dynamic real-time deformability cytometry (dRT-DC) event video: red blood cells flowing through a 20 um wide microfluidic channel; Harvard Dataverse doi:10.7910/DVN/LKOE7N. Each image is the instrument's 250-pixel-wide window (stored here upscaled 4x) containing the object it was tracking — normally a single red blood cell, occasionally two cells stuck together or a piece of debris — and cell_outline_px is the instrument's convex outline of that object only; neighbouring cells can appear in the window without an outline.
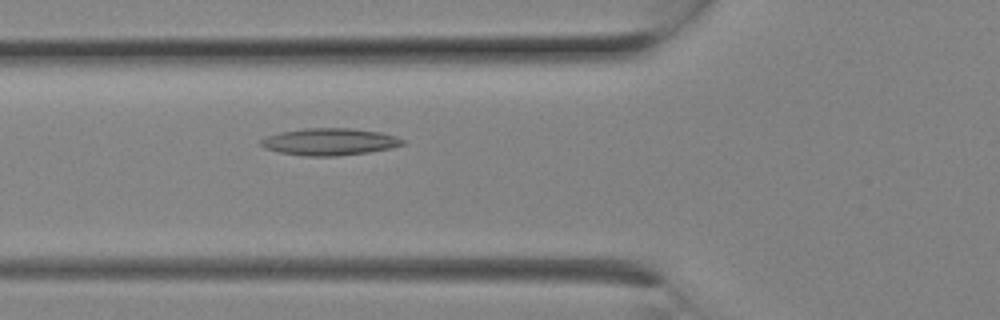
{"species": "Egyptian fruit bat (a non-hibernating species)", "species_latin": "Rousettus aegyptiacus", "temperature_condition": "room temperature", "stored_images_in_passage": 8, "camera_frame_rate_fps": 3000, "um_per_image_px": 0.085, "animal": {"sex": "female"}, "frame": {"image": 1, "passage_image": 8, "time_ms": 2.333, "image_size_px": [1000, 320], "cell_outline_px": [[404, 144], [392, 148], [368, 152], [336, 156], [304, 156], [280, 152], [264, 148], [260, 144], [260, 140], [268, 136], [280, 132], [304, 128], [352, 128], [380, 132], [396, 136], [404, 140]], "centroid_in_image_um": [28.02, 12.05], "position_along_channel_um": 97.8, "area_um2": 22.31}}